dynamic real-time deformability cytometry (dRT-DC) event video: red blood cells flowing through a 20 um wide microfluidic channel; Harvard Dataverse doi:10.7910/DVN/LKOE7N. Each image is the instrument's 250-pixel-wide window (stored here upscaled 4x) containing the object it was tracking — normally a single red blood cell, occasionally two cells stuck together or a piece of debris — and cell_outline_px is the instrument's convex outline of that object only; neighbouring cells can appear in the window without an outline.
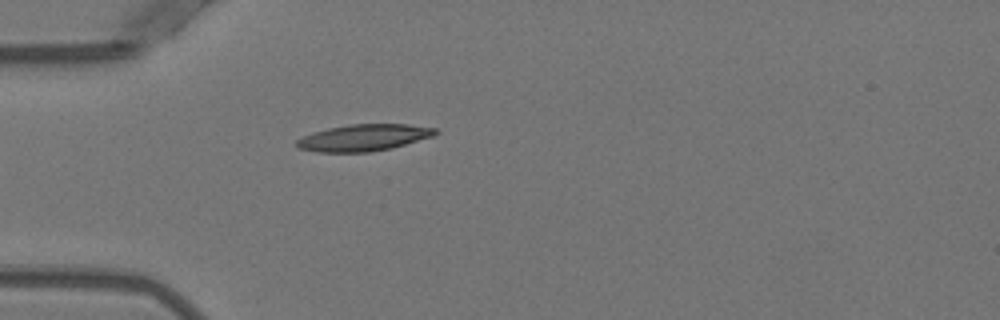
{"species": "Egyptian fruit bat (a non-hibernating species)", "species_latin": "Rousettus aegyptiacus", "temperature_condition": "warm", "stored_images_in_passage": 37, "camera_frame_rate_fps": 3000, "um_per_image_px": 0.085, "animal": {"sex": "female"}, "frame": {"image": 1, "passage_image": 1, "time_ms": 0.0, "image_size_px": [1000, 320], "cell_outline_px": [[440, 132], [432, 136], [392, 148], [368, 152], [316, 152], [296, 148], [296, 140], [312, 132], [328, 128], [348, 124], [408, 124], [436, 128]], "centroid_in_image_um": [30.89, 11.7], "position_along_channel_um": 54.1, "area_um2": 21.62}}
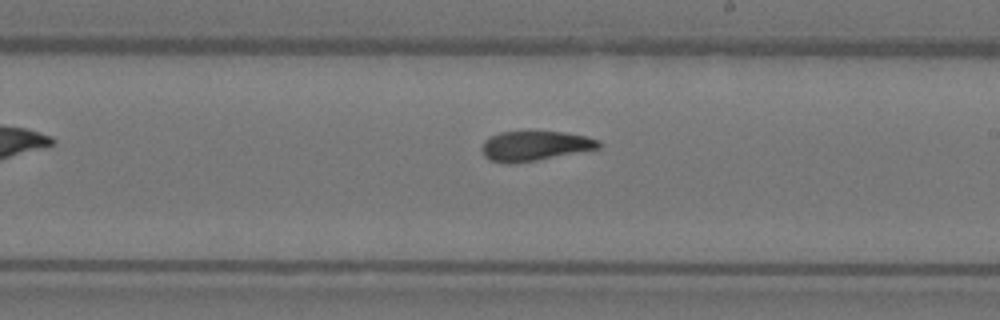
{"frame": {"image": 2, "passage_image": 16, "time_ms": 5.0, "image_size_px": [1000, 320], "cell_outline_px": [[600, 148], [516, 164], [500, 164], [488, 160], [484, 156], [480, 148], [484, 140], [500, 132], [564, 132], [584, 136], [600, 140]], "centroid_in_image_um": [45.39, 12.42], "position_along_channel_um": 243.6, "area_um2": 20.4}}
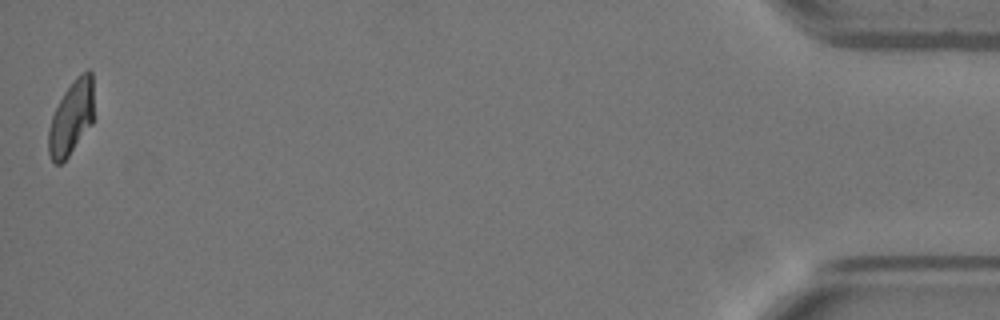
{"frame": {"image": 3, "passage_image": 37, "time_ms": 12.0, "image_size_px": [1000, 320], "cell_outline_px": [[92, 124], [68, 156], [60, 164], [56, 164], [52, 160], [48, 152], [48, 128], [52, 116], [64, 92], [72, 80], [80, 72], [88, 68], [92, 72]], "centroid_in_image_um": [6.05, 9.98], "position_along_channel_um": 429.2, "area_um2": 19.48}, "authors_computed_cell_mechanics": {"area_um2": 20.8658, "velocity_mm_per_s": 3.962, "shape_relaxation_time_tau1_ms": 9.6273, "shape_relaxation_time_tau2_ms": 1.787, "deformation_change_tau1": 0.2647, "deformation_change_tau2": 0.0916}}